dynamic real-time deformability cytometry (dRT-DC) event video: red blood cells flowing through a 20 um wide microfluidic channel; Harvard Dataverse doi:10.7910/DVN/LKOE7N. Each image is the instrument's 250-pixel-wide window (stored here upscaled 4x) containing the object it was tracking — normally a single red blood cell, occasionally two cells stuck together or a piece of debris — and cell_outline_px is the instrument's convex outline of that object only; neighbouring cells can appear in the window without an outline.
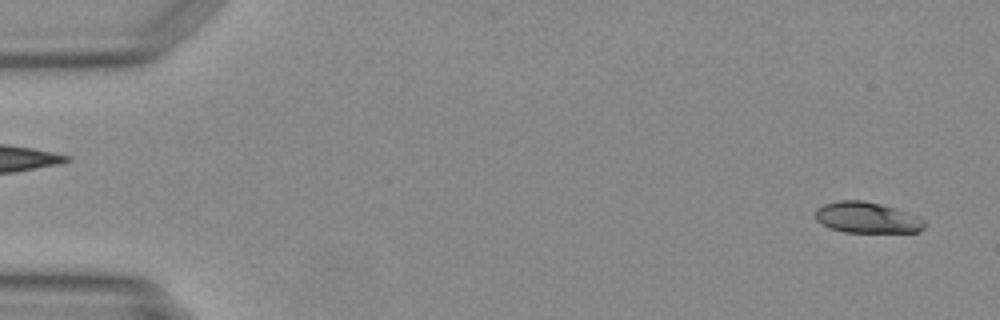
{"species": "Egyptian fruit bat (a non-hibernating species)", "species_latin": "Rousettus aegyptiacus", "temperature_condition": "warm", "stored_images_in_passage": 48, "camera_frame_rate_fps": 3000, "um_per_image_px": 0.085, "animal": {"sex": "female"}, "frame": {"image": 1, "passage_image": 2, "time_ms": 0.333, "image_size_px": [1000, 320], "cell_outline_px": [[924, 228], [920, 232], [844, 232], [828, 228], [816, 220], [816, 208], [824, 204], [840, 200], [864, 200], [880, 204], [916, 216], [924, 220]], "centroid_in_image_um": [73.65, 18.5], "position_along_channel_um": 11.4, "area_um2": 19.54}}
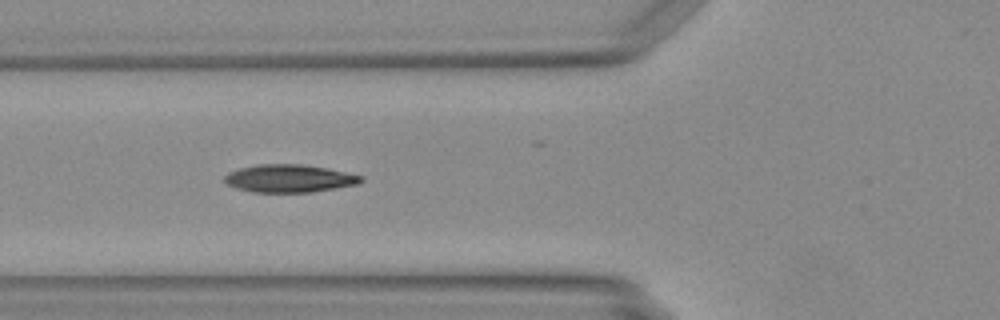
{"frame": {"image": 2, "passage_image": 18, "time_ms": 5.667, "image_size_px": [1000, 320], "cell_outline_px": [[364, 180], [356, 184], [336, 188], [312, 192], [252, 192], [236, 188], [228, 184], [224, 180], [224, 176], [228, 172], [240, 168], [256, 164], [300, 164], [328, 168], [364, 176]], "centroid_in_image_um": [24.59, 15.16], "position_along_channel_um": 101.2, "area_um2": 22.14}}
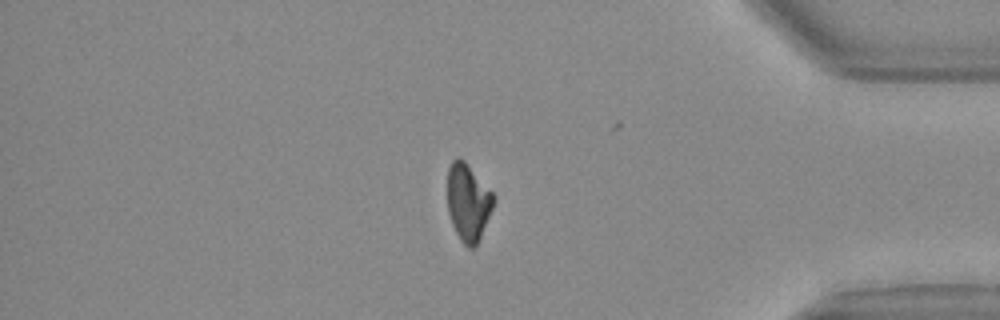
{"frame": {"image": 3, "passage_image": 41, "time_ms": 13.333, "image_size_px": [1000, 320], "cell_outline_px": [[496, 196], [492, 208], [480, 236], [476, 244], [472, 248], [468, 248], [460, 240], [452, 224], [448, 212], [448, 168], [452, 160], [456, 156], [460, 156], [464, 160]], "centroid_in_image_um": [39.77, 17.15], "position_along_channel_um": 395.4, "area_um2": 20.58}}